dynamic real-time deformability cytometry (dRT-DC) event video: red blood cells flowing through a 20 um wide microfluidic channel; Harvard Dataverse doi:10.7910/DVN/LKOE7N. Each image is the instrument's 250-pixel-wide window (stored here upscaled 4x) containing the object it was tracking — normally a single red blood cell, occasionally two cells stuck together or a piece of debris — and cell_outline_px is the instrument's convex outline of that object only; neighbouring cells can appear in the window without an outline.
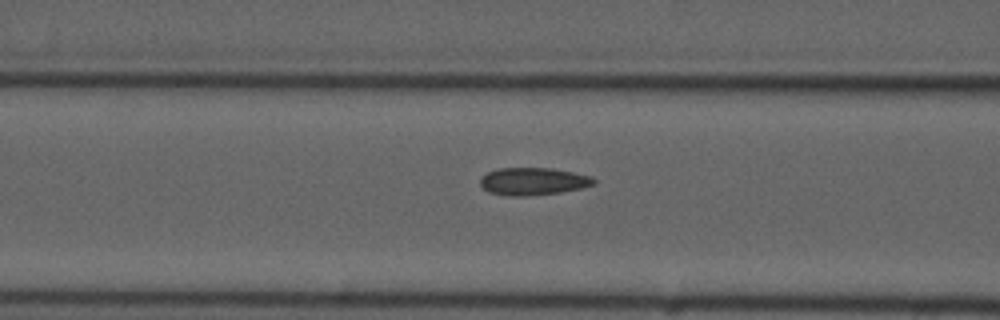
{"species": "common noctule bat (a hibernating species)", "species_latin": "Nyctalus noctula", "temperature_condition": "cold", "stored_images_in_passage": 6, "camera_frame_rate_fps": 3000, "um_per_image_px": 0.085, "animal": {"sex": "male", "forearm_length_mm": 52.5}, "frame": {"image": 1, "passage_image": 5, "time_ms": 5.333, "image_size_px": [1000, 320], "cell_outline_px": [[596, 184], [584, 188], [560, 192], [524, 196], [512, 196], [488, 192], [480, 184], [480, 180], [488, 172], [500, 168], [552, 168], [592, 176], [596, 180]], "centroid_in_image_um": [45.37, 15.41], "position_along_channel_um": 121.2, "area_um2": 18.15}}